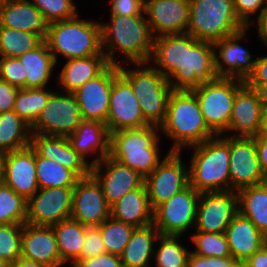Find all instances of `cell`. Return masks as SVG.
Masks as SVG:
<instances>
[{
	"mask_svg": "<svg viewBox=\"0 0 267 267\" xmlns=\"http://www.w3.org/2000/svg\"><path fill=\"white\" fill-rule=\"evenodd\" d=\"M10 267H48L42 263L19 257Z\"/></svg>",
	"mask_w": 267,
	"mask_h": 267,
	"instance_id": "91938a15",
	"label": "cell"
},
{
	"mask_svg": "<svg viewBox=\"0 0 267 267\" xmlns=\"http://www.w3.org/2000/svg\"><path fill=\"white\" fill-rule=\"evenodd\" d=\"M67 139L71 147L86 160L94 155L91 165L101 162L110 154V133L105 123L83 120Z\"/></svg>",
	"mask_w": 267,
	"mask_h": 267,
	"instance_id": "484cf974",
	"label": "cell"
},
{
	"mask_svg": "<svg viewBox=\"0 0 267 267\" xmlns=\"http://www.w3.org/2000/svg\"><path fill=\"white\" fill-rule=\"evenodd\" d=\"M23 224H0V258L12 265L21 257Z\"/></svg>",
	"mask_w": 267,
	"mask_h": 267,
	"instance_id": "7bdbcfd3",
	"label": "cell"
},
{
	"mask_svg": "<svg viewBox=\"0 0 267 267\" xmlns=\"http://www.w3.org/2000/svg\"><path fill=\"white\" fill-rule=\"evenodd\" d=\"M43 41L38 34L0 25V57H19L34 50Z\"/></svg>",
	"mask_w": 267,
	"mask_h": 267,
	"instance_id": "74e56055",
	"label": "cell"
},
{
	"mask_svg": "<svg viewBox=\"0 0 267 267\" xmlns=\"http://www.w3.org/2000/svg\"><path fill=\"white\" fill-rule=\"evenodd\" d=\"M233 4L238 18L247 27L253 25L254 20L262 16L267 8V0H233ZM256 13L258 15L255 18ZM253 15L255 19L252 20Z\"/></svg>",
	"mask_w": 267,
	"mask_h": 267,
	"instance_id": "7dc6e473",
	"label": "cell"
},
{
	"mask_svg": "<svg viewBox=\"0 0 267 267\" xmlns=\"http://www.w3.org/2000/svg\"><path fill=\"white\" fill-rule=\"evenodd\" d=\"M82 121V111L75 95L53 90L46 106L30 126V130L34 134L67 137L78 128Z\"/></svg>",
	"mask_w": 267,
	"mask_h": 267,
	"instance_id": "9c48e42d",
	"label": "cell"
},
{
	"mask_svg": "<svg viewBox=\"0 0 267 267\" xmlns=\"http://www.w3.org/2000/svg\"><path fill=\"white\" fill-rule=\"evenodd\" d=\"M257 24V34L259 40L262 41L264 46H267V13L265 12L260 16L257 21H254V24Z\"/></svg>",
	"mask_w": 267,
	"mask_h": 267,
	"instance_id": "6f0895ef",
	"label": "cell"
},
{
	"mask_svg": "<svg viewBox=\"0 0 267 267\" xmlns=\"http://www.w3.org/2000/svg\"><path fill=\"white\" fill-rule=\"evenodd\" d=\"M181 237L160 234L153 256L154 267H187L191 251L182 244Z\"/></svg>",
	"mask_w": 267,
	"mask_h": 267,
	"instance_id": "8d00e7d4",
	"label": "cell"
},
{
	"mask_svg": "<svg viewBox=\"0 0 267 267\" xmlns=\"http://www.w3.org/2000/svg\"><path fill=\"white\" fill-rule=\"evenodd\" d=\"M97 227L99 228L106 252L116 255L122 254L129 242L131 233L135 229L134 226L118 221L111 216Z\"/></svg>",
	"mask_w": 267,
	"mask_h": 267,
	"instance_id": "ab89813d",
	"label": "cell"
},
{
	"mask_svg": "<svg viewBox=\"0 0 267 267\" xmlns=\"http://www.w3.org/2000/svg\"><path fill=\"white\" fill-rule=\"evenodd\" d=\"M230 190L267 182L258 159L255 137H233L229 135Z\"/></svg>",
	"mask_w": 267,
	"mask_h": 267,
	"instance_id": "7c38bea8",
	"label": "cell"
},
{
	"mask_svg": "<svg viewBox=\"0 0 267 267\" xmlns=\"http://www.w3.org/2000/svg\"><path fill=\"white\" fill-rule=\"evenodd\" d=\"M36 175L39 189L74 187L79 177L70 169L54 160L35 153Z\"/></svg>",
	"mask_w": 267,
	"mask_h": 267,
	"instance_id": "d590c367",
	"label": "cell"
},
{
	"mask_svg": "<svg viewBox=\"0 0 267 267\" xmlns=\"http://www.w3.org/2000/svg\"><path fill=\"white\" fill-rule=\"evenodd\" d=\"M145 177L149 204L154 210L161 203L189 185V164L182 161V152H169Z\"/></svg>",
	"mask_w": 267,
	"mask_h": 267,
	"instance_id": "8fae6325",
	"label": "cell"
},
{
	"mask_svg": "<svg viewBox=\"0 0 267 267\" xmlns=\"http://www.w3.org/2000/svg\"><path fill=\"white\" fill-rule=\"evenodd\" d=\"M5 153L0 152V186L4 184Z\"/></svg>",
	"mask_w": 267,
	"mask_h": 267,
	"instance_id": "94428289",
	"label": "cell"
},
{
	"mask_svg": "<svg viewBox=\"0 0 267 267\" xmlns=\"http://www.w3.org/2000/svg\"><path fill=\"white\" fill-rule=\"evenodd\" d=\"M51 23L74 18L78 14L73 0H29Z\"/></svg>",
	"mask_w": 267,
	"mask_h": 267,
	"instance_id": "ee69618b",
	"label": "cell"
},
{
	"mask_svg": "<svg viewBox=\"0 0 267 267\" xmlns=\"http://www.w3.org/2000/svg\"><path fill=\"white\" fill-rule=\"evenodd\" d=\"M110 217V206L96 178H79L74 186L71 219L86 226H99Z\"/></svg>",
	"mask_w": 267,
	"mask_h": 267,
	"instance_id": "e0dca14e",
	"label": "cell"
},
{
	"mask_svg": "<svg viewBox=\"0 0 267 267\" xmlns=\"http://www.w3.org/2000/svg\"><path fill=\"white\" fill-rule=\"evenodd\" d=\"M245 85L238 78L218 77L191 90L199 102L209 129L215 135H223L231 119L236 93Z\"/></svg>",
	"mask_w": 267,
	"mask_h": 267,
	"instance_id": "ba28073f",
	"label": "cell"
},
{
	"mask_svg": "<svg viewBox=\"0 0 267 267\" xmlns=\"http://www.w3.org/2000/svg\"><path fill=\"white\" fill-rule=\"evenodd\" d=\"M74 187L39 189L27 204L26 223L52 226L71 217Z\"/></svg>",
	"mask_w": 267,
	"mask_h": 267,
	"instance_id": "4fadbf2b",
	"label": "cell"
},
{
	"mask_svg": "<svg viewBox=\"0 0 267 267\" xmlns=\"http://www.w3.org/2000/svg\"><path fill=\"white\" fill-rule=\"evenodd\" d=\"M191 242L195 245L191 253L203 257H231L229 244L224 233L195 231L191 235Z\"/></svg>",
	"mask_w": 267,
	"mask_h": 267,
	"instance_id": "b9f144b4",
	"label": "cell"
},
{
	"mask_svg": "<svg viewBox=\"0 0 267 267\" xmlns=\"http://www.w3.org/2000/svg\"><path fill=\"white\" fill-rule=\"evenodd\" d=\"M249 88L253 89L261 102L262 108H267V84L260 85V86H248Z\"/></svg>",
	"mask_w": 267,
	"mask_h": 267,
	"instance_id": "680465c9",
	"label": "cell"
},
{
	"mask_svg": "<svg viewBox=\"0 0 267 267\" xmlns=\"http://www.w3.org/2000/svg\"><path fill=\"white\" fill-rule=\"evenodd\" d=\"M187 267H242V264L238 263L232 257H203L191 253Z\"/></svg>",
	"mask_w": 267,
	"mask_h": 267,
	"instance_id": "f907efd6",
	"label": "cell"
},
{
	"mask_svg": "<svg viewBox=\"0 0 267 267\" xmlns=\"http://www.w3.org/2000/svg\"><path fill=\"white\" fill-rule=\"evenodd\" d=\"M91 174L100 183L110 207L127 192L141 187L145 182V177L139 172L121 164L109 155L101 162L92 165Z\"/></svg>",
	"mask_w": 267,
	"mask_h": 267,
	"instance_id": "d6986e66",
	"label": "cell"
},
{
	"mask_svg": "<svg viewBox=\"0 0 267 267\" xmlns=\"http://www.w3.org/2000/svg\"><path fill=\"white\" fill-rule=\"evenodd\" d=\"M159 230L154 224L135 227L121 257L123 267H150L154 256ZM151 260V261H150Z\"/></svg>",
	"mask_w": 267,
	"mask_h": 267,
	"instance_id": "4dcf8cb0",
	"label": "cell"
},
{
	"mask_svg": "<svg viewBox=\"0 0 267 267\" xmlns=\"http://www.w3.org/2000/svg\"><path fill=\"white\" fill-rule=\"evenodd\" d=\"M70 267H123L120 255L104 253L75 261Z\"/></svg>",
	"mask_w": 267,
	"mask_h": 267,
	"instance_id": "816d5d0a",
	"label": "cell"
},
{
	"mask_svg": "<svg viewBox=\"0 0 267 267\" xmlns=\"http://www.w3.org/2000/svg\"><path fill=\"white\" fill-rule=\"evenodd\" d=\"M21 257L48 267H63L55 234L51 226L24 223L21 238Z\"/></svg>",
	"mask_w": 267,
	"mask_h": 267,
	"instance_id": "cb8c5ba5",
	"label": "cell"
},
{
	"mask_svg": "<svg viewBox=\"0 0 267 267\" xmlns=\"http://www.w3.org/2000/svg\"><path fill=\"white\" fill-rule=\"evenodd\" d=\"M108 65L105 55L68 59L60 73H57V84L63 92L73 93L84 83L98 76Z\"/></svg>",
	"mask_w": 267,
	"mask_h": 267,
	"instance_id": "f1b7e54d",
	"label": "cell"
},
{
	"mask_svg": "<svg viewBox=\"0 0 267 267\" xmlns=\"http://www.w3.org/2000/svg\"><path fill=\"white\" fill-rule=\"evenodd\" d=\"M19 88L0 79V113L14 110Z\"/></svg>",
	"mask_w": 267,
	"mask_h": 267,
	"instance_id": "f5cc1de1",
	"label": "cell"
},
{
	"mask_svg": "<svg viewBox=\"0 0 267 267\" xmlns=\"http://www.w3.org/2000/svg\"><path fill=\"white\" fill-rule=\"evenodd\" d=\"M30 147L41 157H45L72 170L79 178L89 176L91 167L70 145L66 136L34 134L30 135Z\"/></svg>",
	"mask_w": 267,
	"mask_h": 267,
	"instance_id": "7402d4cb",
	"label": "cell"
},
{
	"mask_svg": "<svg viewBox=\"0 0 267 267\" xmlns=\"http://www.w3.org/2000/svg\"><path fill=\"white\" fill-rule=\"evenodd\" d=\"M28 201L5 184L0 186V224H24Z\"/></svg>",
	"mask_w": 267,
	"mask_h": 267,
	"instance_id": "60d3db41",
	"label": "cell"
},
{
	"mask_svg": "<svg viewBox=\"0 0 267 267\" xmlns=\"http://www.w3.org/2000/svg\"><path fill=\"white\" fill-rule=\"evenodd\" d=\"M110 216L134 227H144L153 223V210L150 207L145 183L130 192L110 207Z\"/></svg>",
	"mask_w": 267,
	"mask_h": 267,
	"instance_id": "f546056e",
	"label": "cell"
},
{
	"mask_svg": "<svg viewBox=\"0 0 267 267\" xmlns=\"http://www.w3.org/2000/svg\"><path fill=\"white\" fill-rule=\"evenodd\" d=\"M238 212L267 237V182L237 191Z\"/></svg>",
	"mask_w": 267,
	"mask_h": 267,
	"instance_id": "836d02e7",
	"label": "cell"
},
{
	"mask_svg": "<svg viewBox=\"0 0 267 267\" xmlns=\"http://www.w3.org/2000/svg\"><path fill=\"white\" fill-rule=\"evenodd\" d=\"M159 129L160 134L173 141L169 152H182L215 136L204 120L196 95L189 90L171 92Z\"/></svg>",
	"mask_w": 267,
	"mask_h": 267,
	"instance_id": "3957f363",
	"label": "cell"
},
{
	"mask_svg": "<svg viewBox=\"0 0 267 267\" xmlns=\"http://www.w3.org/2000/svg\"><path fill=\"white\" fill-rule=\"evenodd\" d=\"M52 90L48 87L19 88L15 98L14 111L31 126L46 106Z\"/></svg>",
	"mask_w": 267,
	"mask_h": 267,
	"instance_id": "f35d334b",
	"label": "cell"
},
{
	"mask_svg": "<svg viewBox=\"0 0 267 267\" xmlns=\"http://www.w3.org/2000/svg\"><path fill=\"white\" fill-rule=\"evenodd\" d=\"M109 20L106 23L100 21L102 50L108 63L121 65L119 52L125 57L122 64L149 63L154 49V37L146 15H110Z\"/></svg>",
	"mask_w": 267,
	"mask_h": 267,
	"instance_id": "7a4b0ae2",
	"label": "cell"
},
{
	"mask_svg": "<svg viewBox=\"0 0 267 267\" xmlns=\"http://www.w3.org/2000/svg\"><path fill=\"white\" fill-rule=\"evenodd\" d=\"M189 185L198 192L230 190L229 135H215L192 147Z\"/></svg>",
	"mask_w": 267,
	"mask_h": 267,
	"instance_id": "277c9868",
	"label": "cell"
},
{
	"mask_svg": "<svg viewBox=\"0 0 267 267\" xmlns=\"http://www.w3.org/2000/svg\"><path fill=\"white\" fill-rule=\"evenodd\" d=\"M104 253H106V248L103 244L99 228L97 226L88 227L82 245L81 259L96 257Z\"/></svg>",
	"mask_w": 267,
	"mask_h": 267,
	"instance_id": "c3c4849f",
	"label": "cell"
},
{
	"mask_svg": "<svg viewBox=\"0 0 267 267\" xmlns=\"http://www.w3.org/2000/svg\"><path fill=\"white\" fill-rule=\"evenodd\" d=\"M131 65L135 68H128L129 65L125 63L119 65L118 70L130 83L138 101L142 97L171 94L173 90L167 78L152 66V64L131 63Z\"/></svg>",
	"mask_w": 267,
	"mask_h": 267,
	"instance_id": "83f0119b",
	"label": "cell"
},
{
	"mask_svg": "<svg viewBox=\"0 0 267 267\" xmlns=\"http://www.w3.org/2000/svg\"><path fill=\"white\" fill-rule=\"evenodd\" d=\"M0 267H10V265L0 258Z\"/></svg>",
	"mask_w": 267,
	"mask_h": 267,
	"instance_id": "be15d7a7",
	"label": "cell"
},
{
	"mask_svg": "<svg viewBox=\"0 0 267 267\" xmlns=\"http://www.w3.org/2000/svg\"><path fill=\"white\" fill-rule=\"evenodd\" d=\"M4 184L27 201L39 190L35 152L30 146L5 153Z\"/></svg>",
	"mask_w": 267,
	"mask_h": 267,
	"instance_id": "603a6c76",
	"label": "cell"
},
{
	"mask_svg": "<svg viewBox=\"0 0 267 267\" xmlns=\"http://www.w3.org/2000/svg\"><path fill=\"white\" fill-rule=\"evenodd\" d=\"M188 34L215 43L247 27L237 16L233 0H189Z\"/></svg>",
	"mask_w": 267,
	"mask_h": 267,
	"instance_id": "52a82bcc",
	"label": "cell"
},
{
	"mask_svg": "<svg viewBox=\"0 0 267 267\" xmlns=\"http://www.w3.org/2000/svg\"><path fill=\"white\" fill-rule=\"evenodd\" d=\"M263 248L267 251V237H265Z\"/></svg>",
	"mask_w": 267,
	"mask_h": 267,
	"instance_id": "e7e4bbea",
	"label": "cell"
},
{
	"mask_svg": "<svg viewBox=\"0 0 267 267\" xmlns=\"http://www.w3.org/2000/svg\"><path fill=\"white\" fill-rule=\"evenodd\" d=\"M258 159L264 176L267 178V134L260 132L256 137Z\"/></svg>",
	"mask_w": 267,
	"mask_h": 267,
	"instance_id": "11a10c76",
	"label": "cell"
},
{
	"mask_svg": "<svg viewBox=\"0 0 267 267\" xmlns=\"http://www.w3.org/2000/svg\"><path fill=\"white\" fill-rule=\"evenodd\" d=\"M237 213L236 191L201 192L194 231L224 233Z\"/></svg>",
	"mask_w": 267,
	"mask_h": 267,
	"instance_id": "5bb4252c",
	"label": "cell"
},
{
	"mask_svg": "<svg viewBox=\"0 0 267 267\" xmlns=\"http://www.w3.org/2000/svg\"><path fill=\"white\" fill-rule=\"evenodd\" d=\"M224 234L229 244L231 257L240 264L263 247L266 237L239 212L230 221Z\"/></svg>",
	"mask_w": 267,
	"mask_h": 267,
	"instance_id": "4316f807",
	"label": "cell"
},
{
	"mask_svg": "<svg viewBox=\"0 0 267 267\" xmlns=\"http://www.w3.org/2000/svg\"><path fill=\"white\" fill-rule=\"evenodd\" d=\"M249 27L229 35L215 43V69L218 77L238 78L246 80L254 71L255 55L243 48L239 42L245 39Z\"/></svg>",
	"mask_w": 267,
	"mask_h": 267,
	"instance_id": "2e32d148",
	"label": "cell"
},
{
	"mask_svg": "<svg viewBox=\"0 0 267 267\" xmlns=\"http://www.w3.org/2000/svg\"><path fill=\"white\" fill-rule=\"evenodd\" d=\"M30 125L13 110L0 113V152L7 153L30 146Z\"/></svg>",
	"mask_w": 267,
	"mask_h": 267,
	"instance_id": "e575fe53",
	"label": "cell"
},
{
	"mask_svg": "<svg viewBox=\"0 0 267 267\" xmlns=\"http://www.w3.org/2000/svg\"><path fill=\"white\" fill-rule=\"evenodd\" d=\"M159 136L160 129L154 125L112 132L109 156L146 177L162 161Z\"/></svg>",
	"mask_w": 267,
	"mask_h": 267,
	"instance_id": "8992f818",
	"label": "cell"
},
{
	"mask_svg": "<svg viewBox=\"0 0 267 267\" xmlns=\"http://www.w3.org/2000/svg\"><path fill=\"white\" fill-rule=\"evenodd\" d=\"M262 120L263 108L258 95L245 84L236 93L229 127L223 135L256 137L262 132Z\"/></svg>",
	"mask_w": 267,
	"mask_h": 267,
	"instance_id": "44dd1931",
	"label": "cell"
},
{
	"mask_svg": "<svg viewBox=\"0 0 267 267\" xmlns=\"http://www.w3.org/2000/svg\"><path fill=\"white\" fill-rule=\"evenodd\" d=\"M18 58L26 69V88H45L50 83L57 64L45 41Z\"/></svg>",
	"mask_w": 267,
	"mask_h": 267,
	"instance_id": "1f68e13d",
	"label": "cell"
},
{
	"mask_svg": "<svg viewBox=\"0 0 267 267\" xmlns=\"http://www.w3.org/2000/svg\"><path fill=\"white\" fill-rule=\"evenodd\" d=\"M26 69L18 57H0V79L18 88H26Z\"/></svg>",
	"mask_w": 267,
	"mask_h": 267,
	"instance_id": "bcb514c9",
	"label": "cell"
},
{
	"mask_svg": "<svg viewBox=\"0 0 267 267\" xmlns=\"http://www.w3.org/2000/svg\"><path fill=\"white\" fill-rule=\"evenodd\" d=\"M169 96L156 95L142 97L138 102L144 119L149 125L159 127L164 122Z\"/></svg>",
	"mask_w": 267,
	"mask_h": 267,
	"instance_id": "f6af8a7d",
	"label": "cell"
},
{
	"mask_svg": "<svg viewBox=\"0 0 267 267\" xmlns=\"http://www.w3.org/2000/svg\"><path fill=\"white\" fill-rule=\"evenodd\" d=\"M242 267H267V251L262 247L242 263Z\"/></svg>",
	"mask_w": 267,
	"mask_h": 267,
	"instance_id": "9f6ffc18",
	"label": "cell"
},
{
	"mask_svg": "<svg viewBox=\"0 0 267 267\" xmlns=\"http://www.w3.org/2000/svg\"><path fill=\"white\" fill-rule=\"evenodd\" d=\"M51 227L56 237L62 262L65 265L71 262L70 265H72L75 261L80 260L86 229L89 226L69 218Z\"/></svg>",
	"mask_w": 267,
	"mask_h": 267,
	"instance_id": "d6a6232c",
	"label": "cell"
},
{
	"mask_svg": "<svg viewBox=\"0 0 267 267\" xmlns=\"http://www.w3.org/2000/svg\"><path fill=\"white\" fill-rule=\"evenodd\" d=\"M262 132L267 134V108L263 109Z\"/></svg>",
	"mask_w": 267,
	"mask_h": 267,
	"instance_id": "6125c7cd",
	"label": "cell"
},
{
	"mask_svg": "<svg viewBox=\"0 0 267 267\" xmlns=\"http://www.w3.org/2000/svg\"><path fill=\"white\" fill-rule=\"evenodd\" d=\"M119 74L118 65L109 64L98 76L73 92L81 108L83 120L106 124L111 87Z\"/></svg>",
	"mask_w": 267,
	"mask_h": 267,
	"instance_id": "ac0fdd59",
	"label": "cell"
},
{
	"mask_svg": "<svg viewBox=\"0 0 267 267\" xmlns=\"http://www.w3.org/2000/svg\"><path fill=\"white\" fill-rule=\"evenodd\" d=\"M200 192L188 185L153 210V224L161 235L182 236L196 222Z\"/></svg>",
	"mask_w": 267,
	"mask_h": 267,
	"instance_id": "30bf717a",
	"label": "cell"
},
{
	"mask_svg": "<svg viewBox=\"0 0 267 267\" xmlns=\"http://www.w3.org/2000/svg\"><path fill=\"white\" fill-rule=\"evenodd\" d=\"M44 41L56 64L59 56L68 60L105 55L100 21L80 19L79 14L71 19L51 22Z\"/></svg>",
	"mask_w": 267,
	"mask_h": 267,
	"instance_id": "5b68a950",
	"label": "cell"
},
{
	"mask_svg": "<svg viewBox=\"0 0 267 267\" xmlns=\"http://www.w3.org/2000/svg\"><path fill=\"white\" fill-rule=\"evenodd\" d=\"M110 15H145V0H109Z\"/></svg>",
	"mask_w": 267,
	"mask_h": 267,
	"instance_id": "681fc988",
	"label": "cell"
},
{
	"mask_svg": "<svg viewBox=\"0 0 267 267\" xmlns=\"http://www.w3.org/2000/svg\"><path fill=\"white\" fill-rule=\"evenodd\" d=\"M247 86L267 84V55L255 59L254 71L245 80Z\"/></svg>",
	"mask_w": 267,
	"mask_h": 267,
	"instance_id": "db71d44e",
	"label": "cell"
},
{
	"mask_svg": "<svg viewBox=\"0 0 267 267\" xmlns=\"http://www.w3.org/2000/svg\"><path fill=\"white\" fill-rule=\"evenodd\" d=\"M49 24L29 0H0V25L3 27L38 34L45 40Z\"/></svg>",
	"mask_w": 267,
	"mask_h": 267,
	"instance_id": "d4e9b609",
	"label": "cell"
},
{
	"mask_svg": "<svg viewBox=\"0 0 267 267\" xmlns=\"http://www.w3.org/2000/svg\"><path fill=\"white\" fill-rule=\"evenodd\" d=\"M130 83L119 74L111 87L106 126L109 133L149 125L142 114Z\"/></svg>",
	"mask_w": 267,
	"mask_h": 267,
	"instance_id": "9a60e30c",
	"label": "cell"
},
{
	"mask_svg": "<svg viewBox=\"0 0 267 267\" xmlns=\"http://www.w3.org/2000/svg\"><path fill=\"white\" fill-rule=\"evenodd\" d=\"M189 7V0H145L144 12L153 37L186 33Z\"/></svg>",
	"mask_w": 267,
	"mask_h": 267,
	"instance_id": "ffe728a7",
	"label": "cell"
},
{
	"mask_svg": "<svg viewBox=\"0 0 267 267\" xmlns=\"http://www.w3.org/2000/svg\"><path fill=\"white\" fill-rule=\"evenodd\" d=\"M150 64L163 74L172 90H193L218 78L213 43L188 33L154 38Z\"/></svg>",
	"mask_w": 267,
	"mask_h": 267,
	"instance_id": "6da1fadb",
	"label": "cell"
}]
</instances>
